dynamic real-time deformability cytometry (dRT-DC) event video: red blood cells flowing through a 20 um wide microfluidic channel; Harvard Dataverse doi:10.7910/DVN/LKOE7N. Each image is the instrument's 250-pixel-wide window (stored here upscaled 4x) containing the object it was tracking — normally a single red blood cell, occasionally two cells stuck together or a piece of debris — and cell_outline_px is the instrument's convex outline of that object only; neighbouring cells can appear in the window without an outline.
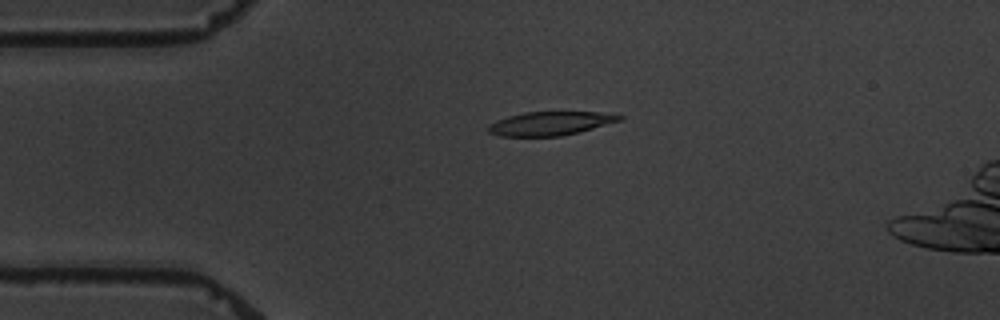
{"species": "common noctule bat (a hibernating species)", "species_latin": "Nyctalus noctula", "temperature_condition": "warm", "stored_images_in_passage": 5, "camera_frame_rate_fps": 3000, "um_per_image_px": 0.085, "animal": {"sex": "male", "body_mass_g": 19.5, "forearm_length_mm": 54.6}, "frame": {"image": 1, "passage_image": 3, "time_ms": 2.333, "image_size_px": [1000, 320], "cell_outline_px": [[624, 116], [620, 120], [580, 132], [560, 136], [500, 136], [488, 132], [488, 124], [496, 120], [508, 116], [524, 112], [596, 112]], "centroid_in_image_um": [46.71, 10.49], "position_along_channel_um": 38.3, "area_um2": 17.98}}